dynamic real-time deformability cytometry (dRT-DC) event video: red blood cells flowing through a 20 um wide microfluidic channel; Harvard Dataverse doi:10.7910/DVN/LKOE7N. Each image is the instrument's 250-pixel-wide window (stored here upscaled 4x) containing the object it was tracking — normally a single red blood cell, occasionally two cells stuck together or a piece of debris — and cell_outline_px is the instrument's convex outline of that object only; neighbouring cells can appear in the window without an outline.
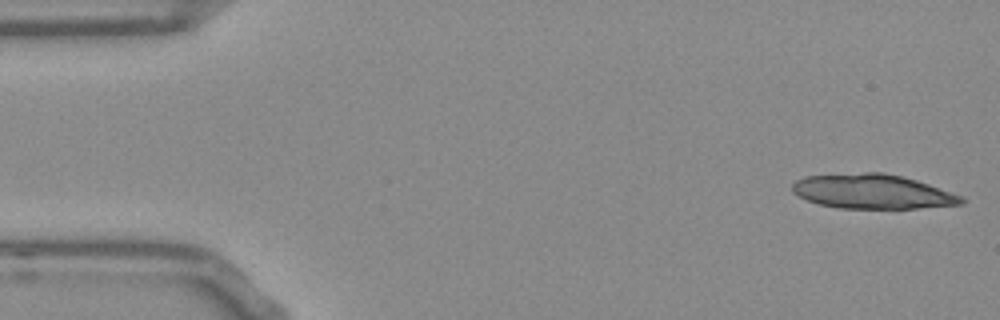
{"species": "Egyptian fruit bat (a non-hibernating species)", "species_latin": "Rousettus aegyptiacus", "temperature_condition": "room temperature", "stored_images_in_passage": 11, "camera_frame_rate_fps": 3000, "um_per_image_px": 0.085, "frame": {"image": 1, "passage_image": 1, "time_ms": 0.0, "image_size_px": [1000, 320], "cell_outline_px": [[968, 200], [964, 204], [916, 208], [840, 208], [820, 204], [808, 200], [792, 192], [792, 184], [796, 180], [804, 176], [864, 172], [884, 172], [916, 180], [964, 196]], "centroid_in_image_um": [74.2, 16.28], "position_along_channel_um": 10.8, "area_um2": 33.99}}